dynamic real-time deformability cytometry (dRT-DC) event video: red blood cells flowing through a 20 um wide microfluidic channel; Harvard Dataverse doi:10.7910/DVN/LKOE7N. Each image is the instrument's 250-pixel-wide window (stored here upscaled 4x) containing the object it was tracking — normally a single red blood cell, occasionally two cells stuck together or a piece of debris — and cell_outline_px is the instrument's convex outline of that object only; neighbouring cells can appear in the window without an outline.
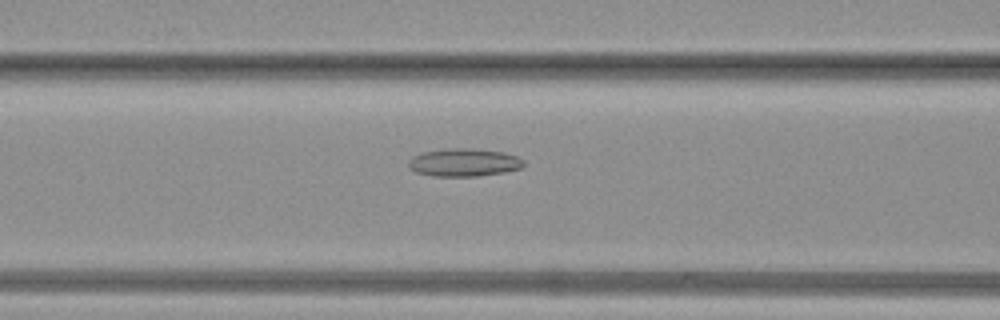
{"species": "common noctule bat (a hibernating species)", "species_latin": "Nyctalus noctula", "temperature_condition": "warm", "stored_images_in_passage": 34, "camera_frame_rate_fps": 3000, "um_per_image_px": 0.085, "animal": {"sex": "female", "body_mass_g": 19.3, "forearm_length_mm": 54.1}, "frame": {"image": 1, "passage_image": 12, "time_ms": 3.667, "image_size_px": [1000, 320], "cell_outline_px": [[524, 164], [520, 168], [504, 172], [476, 176], [432, 176], [416, 172], [408, 164], [408, 160], [412, 156], [420, 152], [452, 148], [476, 148], [504, 152], [516, 156], [524, 160]], "centroid_in_image_um": [39.43, 13.79], "position_along_channel_um": 127.2, "area_um2": 18.79}}
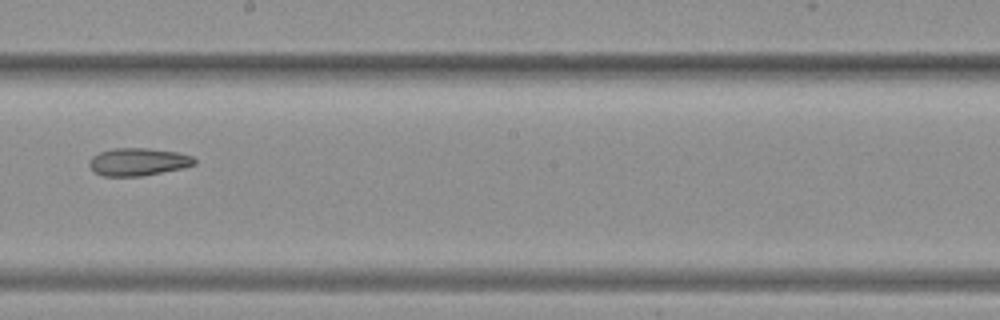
{"frame": {"image": 2, "passage_image": 18, "time_ms": 5.667, "image_size_px": [1000, 320], "cell_outline_px": [[196, 164], [184, 168], [140, 176], [104, 176], [92, 172], [88, 164], [88, 160], [92, 156], [100, 152], [112, 148], [148, 148], [176, 152], [192, 156], [196, 160]], "centroid_in_image_um": [11.7, 13.76], "position_along_channel_um": 236.5, "area_um2": 17.11}}
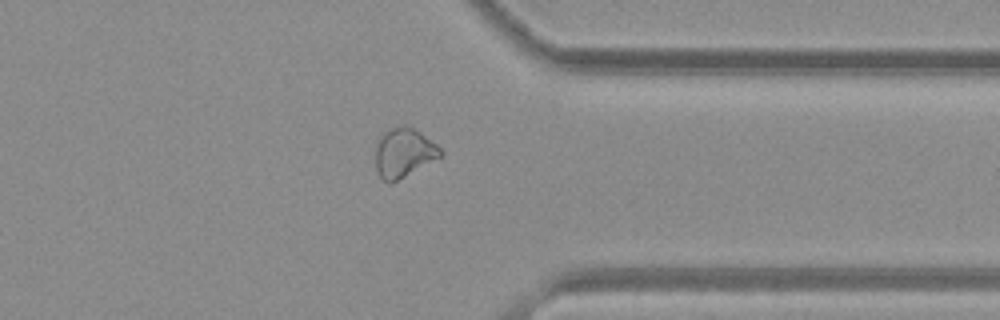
{"frame": {"image": 3, "passage_image": 26, "time_ms": 8.333, "image_size_px": [1000, 320], "cell_outline_px": [[444, 156], [388, 184], [376, 172], [376, 144], [380, 136], [388, 128], [404, 124], [420, 132], [436, 144], [444, 152]], "centroid_in_image_um": [34.33, 12.96], "position_along_channel_um": 377.1, "area_um2": 18.67}}